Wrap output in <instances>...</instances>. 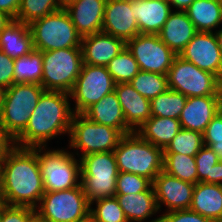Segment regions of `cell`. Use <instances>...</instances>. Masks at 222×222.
Instances as JSON below:
<instances>
[{"label": "cell", "instance_id": "obj_14", "mask_svg": "<svg viewBox=\"0 0 222 222\" xmlns=\"http://www.w3.org/2000/svg\"><path fill=\"white\" fill-rule=\"evenodd\" d=\"M179 56L219 80L222 78V55L215 33L198 31Z\"/></svg>", "mask_w": 222, "mask_h": 222}, {"label": "cell", "instance_id": "obj_49", "mask_svg": "<svg viewBox=\"0 0 222 222\" xmlns=\"http://www.w3.org/2000/svg\"><path fill=\"white\" fill-rule=\"evenodd\" d=\"M216 31L214 32L217 38V42H218V46L220 48L221 51V55H222V29L219 28V30L215 29Z\"/></svg>", "mask_w": 222, "mask_h": 222}, {"label": "cell", "instance_id": "obj_17", "mask_svg": "<svg viewBox=\"0 0 222 222\" xmlns=\"http://www.w3.org/2000/svg\"><path fill=\"white\" fill-rule=\"evenodd\" d=\"M221 110V95L188 97L178 120L181 128L203 134L212 118Z\"/></svg>", "mask_w": 222, "mask_h": 222}, {"label": "cell", "instance_id": "obj_15", "mask_svg": "<svg viewBox=\"0 0 222 222\" xmlns=\"http://www.w3.org/2000/svg\"><path fill=\"white\" fill-rule=\"evenodd\" d=\"M152 186L159 212L163 204L166 206L165 212L190 208L195 184L182 181L162 170L154 178Z\"/></svg>", "mask_w": 222, "mask_h": 222}, {"label": "cell", "instance_id": "obj_53", "mask_svg": "<svg viewBox=\"0 0 222 222\" xmlns=\"http://www.w3.org/2000/svg\"><path fill=\"white\" fill-rule=\"evenodd\" d=\"M220 93H221V100H222V78L220 79Z\"/></svg>", "mask_w": 222, "mask_h": 222}, {"label": "cell", "instance_id": "obj_2", "mask_svg": "<svg viewBox=\"0 0 222 222\" xmlns=\"http://www.w3.org/2000/svg\"><path fill=\"white\" fill-rule=\"evenodd\" d=\"M70 95L44 91L31 113L25 130L14 140L19 147H47L49 140L70 133L73 110Z\"/></svg>", "mask_w": 222, "mask_h": 222}, {"label": "cell", "instance_id": "obj_43", "mask_svg": "<svg viewBox=\"0 0 222 222\" xmlns=\"http://www.w3.org/2000/svg\"><path fill=\"white\" fill-rule=\"evenodd\" d=\"M14 146V140L0 126V163Z\"/></svg>", "mask_w": 222, "mask_h": 222}, {"label": "cell", "instance_id": "obj_33", "mask_svg": "<svg viewBox=\"0 0 222 222\" xmlns=\"http://www.w3.org/2000/svg\"><path fill=\"white\" fill-rule=\"evenodd\" d=\"M115 83H129L140 71L132 53L125 47L106 66Z\"/></svg>", "mask_w": 222, "mask_h": 222}, {"label": "cell", "instance_id": "obj_37", "mask_svg": "<svg viewBox=\"0 0 222 222\" xmlns=\"http://www.w3.org/2000/svg\"><path fill=\"white\" fill-rule=\"evenodd\" d=\"M152 182L142 176L128 172H119L116 180V194H132L147 191Z\"/></svg>", "mask_w": 222, "mask_h": 222}, {"label": "cell", "instance_id": "obj_39", "mask_svg": "<svg viewBox=\"0 0 222 222\" xmlns=\"http://www.w3.org/2000/svg\"><path fill=\"white\" fill-rule=\"evenodd\" d=\"M36 218L34 208L5 205L0 210V222H32Z\"/></svg>", "mask_w": 222, "mask_h": 222}, {"label": "cell", "instance_id": "obj_9", "mask_svg": "<svg viewBox=\"0 0 222 222\" xmlns=\"http://www.w3.org/2000/svg\"><path fill=\"white\" fill-rule=\"evenodd\" d=\"M42 61L45 91L70 93L83 65L81 47L44 51Z\"/></svg>", "mask_w": 222, "mask_h": 222}, {"label": "cell", "instance_id": "obj_32", "mask_svg": "<svg viewBox=\"0 0 222 222\" xmlns=\"http://www.w3.org/2000/svg\"><path fill=\"white\" fill-rule=\"evenodd\" d=\"M129 83L150 101L169 89L167 75L153 72L139 71Z\"/></svg>", "mask_w": 222, "mask_h": 222}, {"label": "cell", "instance_id": "obj_44", "mask_svg": "<svg viewBox=\"0 0 222 222\" xmlns=\"http://www.w3.org/2000/svg\"><path fill=\"white\" fill-rule=\"evenodd\" d=\"M20 0H0V10L15 19L19 9Z\"/></svg>", "mask_w": 222, "mask_h": 222}, {"label": "cell", "instance_id": "obj_31", "mask_svg": "<svg viewBox=\"0 0 222 222\" xmlns=\"http://www.w3.org/2000/svg\"><path fill=\"white\" fill-rule=\"evenodd\" d=\"M186 100L180 92L168 89L150 101L151 116L178 119Z\"/></svg>", "mask_w": 222, "mask_h": 222}, {"label": "cell", "instance_id": "obj_16", "mask_svg": "<svg viewBox=\"0 0 222 222\" xmlns=\"http://www.w3.org/2000/svg\"><path fill=\"white\" fill-rule=\"evenodd\" d=\"M102 32L121 38L125 42L139 34L130 0L106 1Z\"/></svg>", "mask_w": 222, "mask_h": 222}, {"label": "cell", "instance_id": "obj_23", "mask_svg": "<svg viewBox=\"0 0 222 222\" xmlns=\"http://www.w3.org/2000/svg\"><path fill=\"white\" fill-rule=\"evenodd\" d=\"M83 115L90 121L118 129L123 135L133 131L126 125L120 102L115 91L106 94L99 102L88 108Z\"/></svg>", "mask_w": 222, "mask_h": 222}, {"label": "cell", "instance_id": "obj_10", "mask_svg": "<svg viewBox=\"0 0 222 222\" xmlns=\"http://www.w3.org/2000/svg\"><path fill=\"white\" fill-rule=\"evenodd\" d=\"M123 136L118 129L94 123L83 114H73L69 148L77 150L73 154L80 158L92 153L113 152Z\"/></svg>", "mask_w": 222, "mask_h": 222}, {"label": "cell", "instance_id": "obj_22", "mask_svg": "<svg viewBox=\"0 0 222 222\" xmlns=\"http://www.w3.org/2000/svg\"><path fill=\"white\" fill-rule=\"evenodd\" d=\"M197 32L186 11L173 10L158 36L176 55H179Z\"/></svg>", "mask_w": 222, "mask_h": 222}, {"label": "cell", "instance_id": "obj_26", "mask_svg": "<svg viewBox=\"0 0 222 222\" xmlns=\"http://www.w3.org/2000/svg\"><path fill=\"white\" fill-rule=\"evenodd\" d=\"M128 222H144L159 210L153 186L147 191L132 194H116Z\"/></svg>", "mask_w": 222, "mask_h": 222}, {"label": "cell", "instance_id": "obj_28", "mask_svg": "<svg viewBox=\"0 0 222 222\" xmlns=\"http://www.w3.org/2000/svg\"><path fill=\"white\" fill-rule=\"evenodd\" d=\"M186 13L197 31L214 32L222 24V0H194Z\"/></svg>", "mask_w": 222, "mask_h": 222}, {"label": "cell", "instance_id": "obj_52", "mask_svg": "<svg viewBox=\"0 0 222 222\" xmlns=\"http://www.w3.org/2000/svg\"><path fill=\"white\" fill-rule=\"evenodd\" d=\"M4 92H5V89L0 86V112H1V109H2Z\"/></svg>", "mask_w": 222, "mask_h": 222}, {"label": "cell", "instance_id": "obj_3", "mask_svg": "<svg viewBox=\"0 0 222 222\" xmlns=\"http://www.w3.org/2000/svg\"><path fill=\"white\" fill-rule=\"evenodd\" d=\"M113 152L119 172L137 174L153 182L163 170V149L143 140L136 132L124 135Z\"/></svg>", "mask_w": 222, "mask_h": 222}, {"label": "cell", "instance_id": "obj_30", "mask_svg": "<svg viewBox=\"0 0 222 222\" xmlns=\"http://www.w3.org/2000/svg\"><path fill=\"white\" fill-rule=\"evenodd\" d=\"M163 171L192 184L198 183L195 156L178 153H164Z\"/></svg>", "mask_w": 222, "mask_h": 222}, {"label": "cell", "instance_id": "obj_4", "mask_svg": "<svg viewBox=\"0 0 222 222\" xmlns=\"http://www.w3.org/2000/svg\"><path fill=\"white\" fill-rule=\"evenodd\" d=\"M45 89L36 83H14L5 89L0 126L15 140L26 128Z\"/></svg>", "mask_w": 222, "mask_h": 222}, {"label": "cell", "instance_id": "obj_25", "mask_svg": "<svg viewBox=\"0 0 222 222\" xmlns=\"http://www.w3.org/2000/svg\"><path fill=\"white\" fill-rule=\"evenodd\" d=\"M33 41L29 25L12 19L0 32V50L12 59L28 55Z\"/></svg>", "mask_w": 222, "mask_h": 222}, {"label": "cell", "instance_id": "obj_36", "mask_svg": "<svg viewBox=\"0 0 222 222\" xmlns=\"http://www.w3.org/2000/svg\"><path fill=\"white\" fill-rule=\"evenodd\" d=\"M203 146L202 133L181 128L163 152L195 156Z\"/></svg>", "mask_w": 222, "mask_h": 222}, {"label": "cell", "instance_id": "obj_1", "mask_svg": "<svg viewBox=\"0 0 222 222\" xmlns=\"http://www.w3.org/2000/svg\"><path fill=\"white\" fill-rule=\"evenodd\" d=\"M6 205L36 208L45 193L36 147L14 145L0 163Z\"/></svg>", "mask_w": 222, "mask_h": 222}, {"label": "cell", "instance_id": "obj_47", "mask_svg": "<svg viewBox=\"0 0 222 222\" xmlns=\"http://www.w3.org/2000/svg\"><path fill=\"white\" fill-rule=\"evenodd\" d=\"M12 18L7 15L5 12L0 10V32L4 29V27L10 22Z\"/></svg>", "mask_w": 222, "mask_h": 222}, {"label": "cell", "instance_id": "obj_38", "mask_svg": "<svg viewBox=\"0 0 222 222\" xmlns=\"http://www.w3.org/2000/svg\"><path fill=\"white\" fill-rule=\"evenodd\" d=\"M222 158L208 146H203L195 155L198 182L212 183L213 166Z\"/></svg>", "mask_w": 222, "mask_h": 222}, {"label": "cell", "instance_id": "obj_13", "mask_svg": "<svg viewBox=\"0 0 222 222\" xmlns=\"http://www.w3.org/2000/svg\"><path fill=\"white\" fill-rule=\"evenodd\" d=\"M127 49L137 61L140 71L167 75L177 56L158 34L139 33L126 42Z\"/></svg>", "mask_w": 222, "mask_h": 222}, {"label": "cell", "instance_id": "obj_12", "mask_svg": "<svg viewBox=\"0 0 222 222\" xmlns=\"http://www.w3.org/2000/svg\"><path fill=\"white\" fill-rule=\"evenodd\" d=\"M115 81L106 66L83 64L80 74L70 91L75 107L74 114H83L93 104L99 102L106 94L115 90Z\"/></svg>", "mask_w": 222, "mask_h": 222}, {"label": "cell", "instance_id": "obj_50", "mask_svg": "<svg viewBox=\"0 0 222 222\" xmlns=\"http://www.w3.org/2000/svg\"><path fill=\"white\" fill-rule=\"evenodd\" d=\"M5 201L3 198V192H2V183L0 181V210L5 206Z\"/></svg>", "mask_w": 222, "mask_h": 222}, {"label": "cell", "instance_id": "obj_27", "mask_svg": "<svg viewBox=\"0 0 222 222\" xmlns=\"http://www.w3.org/2000/svg\"><path fill=\"white\" fill-rule=\"evenodd\" d=\"M180 129L181 125L178 119L151 116L136 130V133L143 140L164 150Z\"/></svg>", "mask_w": 222, "mask_h": 222}, {"label": "cell", "instance_id": "obj_20", "mask_svg": "<svg viewBox=\"0 0 222 222\" xmlns=\"http://www.w3.org/2000/svg\"><path fill=\"white\" fill-rule=\"evenodd\" d=\"M114 91L120 102L126 125L136 132L151 118L150 100L141 96L130 83H117Z\"/></svg>", "mask_w": 222, "mask_h": 222}, {"label": "cell", "instance_id": "obj_19", "mask_svg": "<svg viewBox=\"0 0 222 222\" xmlns=\"http://www.w3.org/2000/svg\"><path fill=\"white\" fill-rule=\"evenodd\" d=\"M107 0H76L64 9L81 37L102 32Z\"/></svg>", "mask_w": 222, "mask_h": 222}, {"label": "cell", "instance_id": "obj_11", "mask_svg": "<svg viewBox=\"0 0 222 222\" xmlns=\"http://www.w3.org/2000/svg\"><path fill=\"white\" fill-rule=\"evenodd\" d=\"M169 89L188 97L221 95L220 80L177 55L168 74Z\"/></svg>", "mask_w": 222, "mask_h": 222}, {"label": "cell", "instance_id": "obj_34", "mask_svg": "<svg viewBox=\"0 0 222 222\" xmlns=\"http://www.w3.org/2000/svg\"><path fill=\"white\" fill-rule=\"evenodd\" d=\"M61 8L59 0H20L15 19L29 25L33 21L41 19Z\"/></svg>", "mask_w": 222, "mask_h": 222}, {"label": "cell", "instance_id": "obj_7", "mask_svg": "<svg viewBox=\"0 0 222 222\" xmlns=\"http://www.w3.org/2000/svg\"><path fill=\"white\" fill-rule=\"evenodd\" d=\"M81 185L88 202L116 195L118 167L114 152H99L80 158Z\"/></svg>", "mask_w": 222, "mask_h": 222}, {"label": "cell", "instance_id": "obj_29", "mask_svg": "<svg viewBox=\"0 0 222 222\" xmlns=\"http://www.w3.org/2000/svg\"><path fill=\"white\" fill-rule=\"evenodd\" d=\"M43 75L42 52L33 49L28 55L14 59V83L41 85Z\"/></svg>", "mask_w": 222, "mask_h": 222}, {"label": "cell", "instance_id": "obj_45", "mask_svg": "<svg viewBox=\"0 0 222 222\" xmlns=\"http://www.w3.org/2000/svg\"><path fill=\"white\" fill-rule=\"evenodd\" d=\"M212 184L222 185V160L213 166Z\"/></svg>", "mask_w": 222, "mask_h": 222}, {"label": "cell", "instance_id": "obj_18", "mask_svg": "<svg viewBox=\"0 0 222 222\" xmlns=\"http://www.w3.org/2000/svg\"><path fill=\"white\" fill-rule=\"evenodd\" d=\"M126 47V42L110 34L99 32L82 37L83 64L107 66Z\"/></svg>", "mask_w": 222, "mask_h": 222}, {"label": "cell", "instance_id": "obj_41", "mask_svg": "<svg viewBox=\"0 0 222 222\" xmlns=\"http://www.w3.org/2000/svg\"><path fill=\"white\" fill-rule=\"evenodd\" d=\"M203 142L208 147L214 143H222V110L207 125L203 133Z\"/></svg>", "mask_w": 222, "mask_h": 222}, {"label": "cell", "instance_id": "obj_35", "mask_svg": "<svg viewBox=\"0 0 222 222\" xmlns=\"http://www.w3.org/2000/svg\"><path fill=\"white\" fill-rule=\"evenodd\" d=\"M96 203V208L92 205ZM90 222H128L115 196L100 198L90 204Z\"/></svg>", "mask_w": 222, "mask_h": 222}, {"label": "cell", "instance_id": "obj_51", "mask_svg": "<svg viewBox=\"0 0 222 222\" xmlns=\"http://www.w3.org/2000/svg\"><path fill=\"white\" fill-rule=\"evenodd\" d=\"M61 3V7L65 8L66 6H68L70 3L76 1V0H59Z\"/></svg>", "mask_w": 222, "mask_h": 222}, {"label": "cell", "instance_id": "obj_8", "mask_svg": "<svg viewBox=\"0 0 222 222\" xmlns=\"http://www.w3.org/2000/svg\"><path fill=\"white\" fill-rule=\"evenodd\" d=\"M35 50L44 52L81 47L82 37L64 8L29 24Z\"/></svg>", "mask_w": 222, "mask_h": 222}, {"label": "cell", "instance_id": "obj_46", "mask_svg": "<svg viewBox=\"0 0 222 222\" xmlns=\"http://www.w3.org/2000/svg\"><path fill=\"white\" fill-rule=\"evenodd\" d=\"M194 0H169L171 7L179 11H186Z\"/></svg>", "mask_w": 222, "mask_h": 222}, {"label": "cell", "instance_id": "obj_54", "mask_svg": "<svg viewBox=\"0 0 222 222\" xmlns=\"http://www.w3.org/2000/svg\"><path fill=\"white\" fill-rule=\"evenodd\" d=\"M32 222H43V221L39 220V219L36 217Z\"/></svg>", "mask_w": 222, "mask_h": 222}, {"label": "cell", "instance_id": "obj_40", "mask_svg": "<svg viewBox=\"0 0 222 222\" xmlns=\"http://www.w3.org/2000/svg\"><path fill=\"white\" fill-rule=\"evenodd\" d=\"M150 222H213L212 220L194 212L191 209L165 212Z\"/></svg>", "mask_w": 222, "mask_h": 222}, {"label": "cell", "instance_id": "obj_24", "mask_svg": "<svg viewBox=\"0 0 222 222\" xmlns=\"http://www.w3.org/2000/svg\"><path fill=\"white\" fill-rule=\"evenodd\" d=\"M189 209L213 222H220L222 220V185L196 183Z\"/></svg>", "mask_w": 222, "mask_h": 222}, {"label": "cell", "instance_id": "obj_48", "mask_svg": "<svg viewBox=\"0 0 222 222\" xmlns=\"http://www.w3.org/2000/svg\"><path fill=\"white\" fill-rule=\"evenodd\" d=\"M215 154H218L222 158V143H214L209 146Z\"/></svg>", "mask_w": 222, "mask_h": 222}, {"label": "cell", "instance_id": "obj_21", "mask_svg": "<svg viewBox=\"0 0 222 222\" xmlns=\"http://www.w3.org/2000/svg\"><path fill=\"white\" fill-rule=\"evenodd\" d=\"M130 4L141 34H158L173 11L164 0H130Z\"/></svg>", "mask_w": 222, "mask_h": 222}, {"label": "cell", "instance_id": "obj_5", "mask_svg": "<svg viewBox=\"0 0 222 222\" xmlns=\"http://www.w3.org/2000/svg\"><path fill=\"white\" fill-rule=\"evenodd\" d=\"M64 149L36 147L45 192L68 190L81 184L80 158Z\"/></svg>", "mask_w": 222, "mask_h": 222}, {"label": "cell", "instance_id": "obj_42", "mask_svg": "<svg viewBox=\"0 0 222 222\" xmlns=\"http://www.w3.org/2000/svg\"><path fill=\"white\" fill-rule=\"evenodd\" d=\"M14 84V59L0 50V86L4 89Z\"/></svg>", "mask_w": 222, "mask_h": 222}, {"label": "cell", "instance_id": "obj_6", "mask_svg": "<svg viewBox=\"0 0 222 222\" xmlns=\"http://www.w3.org/2000/svg\"><path fill=\"white\" fill-rule=\"evenodd\" d=\"M35 211L43 222H90V203L81 184L68 190L45 192Z\"/></svg>", "mask_w": 222, "mask_h": 222}]
</instances>
